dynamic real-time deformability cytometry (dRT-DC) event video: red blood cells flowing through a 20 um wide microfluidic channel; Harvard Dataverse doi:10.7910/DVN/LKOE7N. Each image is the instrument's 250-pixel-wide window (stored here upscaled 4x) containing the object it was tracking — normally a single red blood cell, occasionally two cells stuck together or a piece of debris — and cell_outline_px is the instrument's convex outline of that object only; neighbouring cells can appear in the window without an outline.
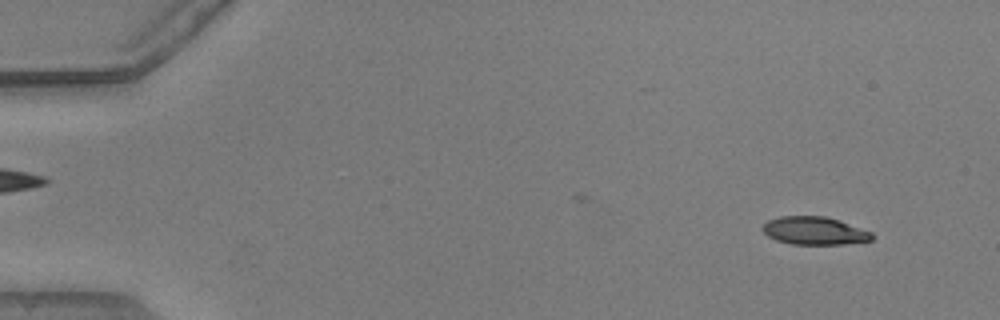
{"species": "common noctule bat (a hibernating species)", "species_latin": "Nyctalus noctula", "temperature_condition": "warm", "stored_images_in_passage": 42, "camera_frame_rate_fps": 3000, "um_per_image_px": 0.085, "animal": {"sex": "male", "body_mass_g": 20.5, "forearm_length_mm": 52.5}, "frame": {"image": 1, "passage_image": 4, "time_ms": 1.0, "image_size_px": [1000, 320], "cell_outline_px": [[876, 236], [872, 240], [844, 244], [792, 244], [776, 240], [768, 236], [760, 228], [768, 220], [780, 216], [824, 216], [840, 220], [872, 232]], "centroid_in_image_um": [69.24, 19.61], "position_along_channel_um": 15.8, "area_um2": 17.92}}
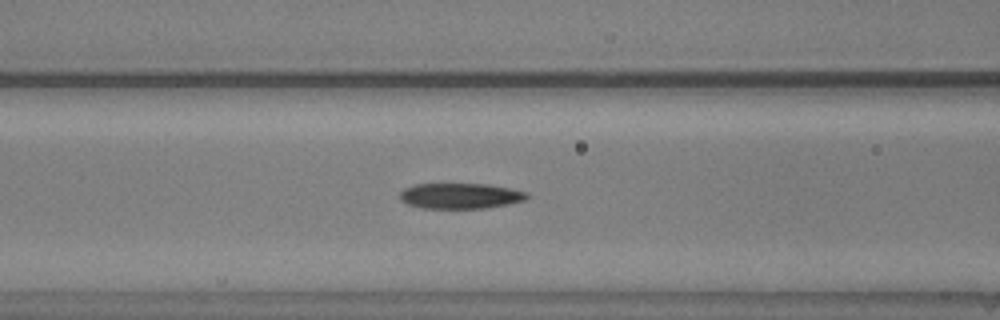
{"frame": {"image": 2, "passage_image": 22, "time_ms": 7.0, "image_size_px": [1000, 320], "cell_outline_px": [[528, 196], [524, 200], [508, 204], [484, 208], [420, 208], [408, 204], [400, 200], [400, 192], [404, 188], [416, 184], [488, 184], [528, 192]], "centroid_in_image_um": [39.1, 16.65], "position_along_channel_um": 127.5, "area_um2": 18.84}}
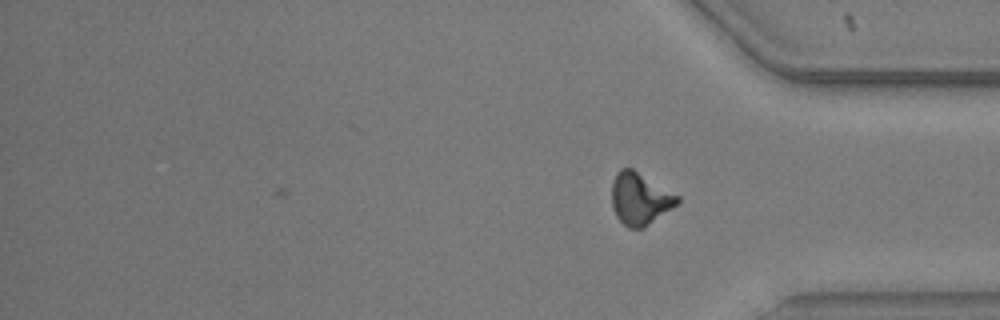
{"frame": {"image": 3, "passage_image": 42, "time_ms": 13.667, "image_size_px": [1000, 320], "cell_outline_px": [[680, 200], [672, 208], [644, 228], [628, 228], [616, 216], [612, 208], [612, 184], [616, 172], [620, 168], [632, 168], [680, 196]], "centroid_in_image_um": [54.38, 16.89], "position_along_channel_um": 380.8, "area_um2": 19.88}, "authors_computed_cell_mechanics": {"area_um2": 19.5364, "velocity_mm_per_s": 3.8719, "shape_relaxation_time_tau1_ms": 4.0047, "shape_relaxation_time_tau2_ms": 2.56, "deformation_change_tau1": 0.1658, "deformation_change_tau2": 0.1119}}